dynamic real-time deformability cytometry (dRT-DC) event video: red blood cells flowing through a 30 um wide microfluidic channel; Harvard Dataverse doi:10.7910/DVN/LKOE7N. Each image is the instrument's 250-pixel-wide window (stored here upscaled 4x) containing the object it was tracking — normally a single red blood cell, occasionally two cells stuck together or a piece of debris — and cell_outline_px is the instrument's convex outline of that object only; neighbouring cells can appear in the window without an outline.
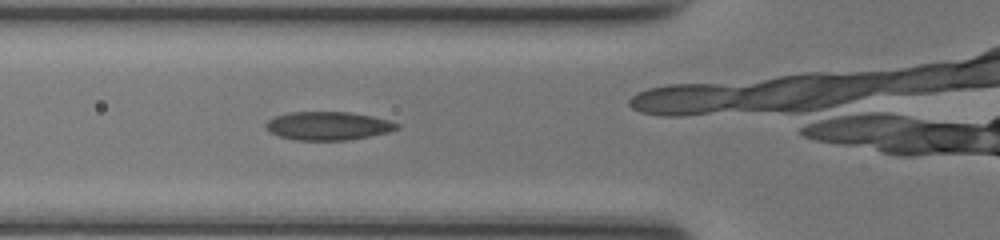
{"species": "common noctule bat (a hibernating species)", "species_latin": "Nyctalus noctula", "temperature_condition": "room temperature", "stored_images_in_passage": 27, "camera_frame_rate_fps": 3000, "um_per_image_px": 0.085, "animal": {"sex": "female", "body_mass_g": 17.0, "forearm_length_mm": 48.0}, "frame": {"image": 1, "passage_image": 5, "time_ms": 1.333, "image_size_px": [1000, 240], "cell_outline_px": [[400, 128], [388, 132], [348, 140], [296, 140], [280, 136], [272, 132], [264, 124], [268, 120], [276, 116], [292, 112], [348, 112], [388, 120], [400, 124]], "centroid_in_image_um": [27.9, 10.7], "position_along_channel_um": 97.9, "area_um2": 21.33}}